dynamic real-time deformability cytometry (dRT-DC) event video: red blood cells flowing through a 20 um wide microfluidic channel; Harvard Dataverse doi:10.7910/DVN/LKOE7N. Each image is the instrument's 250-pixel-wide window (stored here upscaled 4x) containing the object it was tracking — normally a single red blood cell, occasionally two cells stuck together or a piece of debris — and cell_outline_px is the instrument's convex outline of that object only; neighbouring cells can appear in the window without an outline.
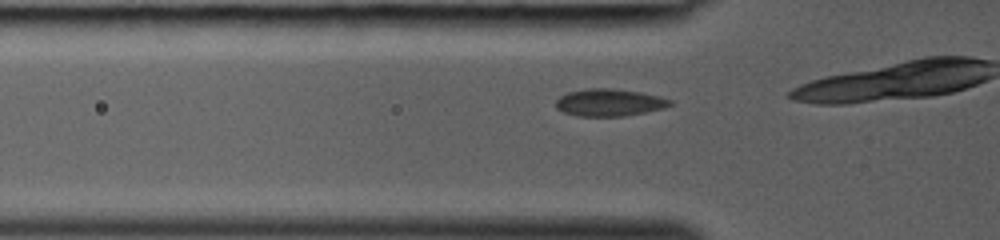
{"species": "common noctule bat (a hibernating species)", "species_latin": "Nyctalus noctula", "temperature_condition": "room temperature", "stored_images_in_passage": 5, "camera_frame_rate_fps": 3000, "um_per_image_px": 0.085, "animal": {"sex": "female", "body_mass_g": 19.0, "forearm_length_mm": 53.3}, "frame": {"image": 1, "passage_image": 3, "time_ms": 0.667, "image_size_px": [1000, 240], "cell_outline_px": [[672, 104], [664, 108], [624, 116], [576, 116], [564, 112], [556, 108], [556, 100], [560, 96], [568, 92], [588, 88], [612, 88], [640, 92], [660, 96], [672, 100]], "centroid_in_image_um": [51.79, 8.71], "position_along_channel_um": 74.0, "area_um2": 18.15}}